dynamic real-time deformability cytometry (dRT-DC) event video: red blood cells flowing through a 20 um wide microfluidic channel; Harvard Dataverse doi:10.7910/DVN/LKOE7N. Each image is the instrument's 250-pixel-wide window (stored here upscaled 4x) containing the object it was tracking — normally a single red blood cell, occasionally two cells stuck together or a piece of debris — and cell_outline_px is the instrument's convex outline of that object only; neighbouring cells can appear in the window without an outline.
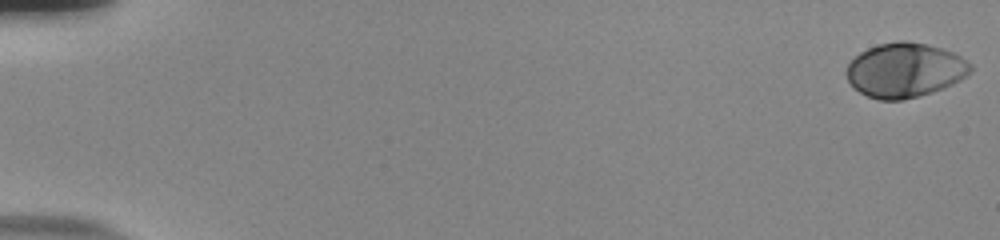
{"species": "human", "species_latin": "Homo sapiens", "temperature_condition": "room temperature", "stored_images_in_passage": 56, "camera_frame_rate_fps": 3000, "um_per_image_px": 0.085, "donor": {"sex": "male"}, "frame": {"image": 1, "passage_image": 1, "time_ms": 0.0, "image_size_px": [1000, 240], "cell_outline_px": [[972, 72], [960, 80], [944, 88], [904, 100], [880, 100], [868, 96], [860, 92], [848, 80], [844, 72], [848, 64], [860, 52], [868, 48], [880, 44], [896, 40], [908, 40], [928, 44], [952, 52], [960, 56], [972, 64]], "centroid_in_image_um": [76.92, 5.95], "position_along_channel_um": 8.1, "area_um2": 39.48}}
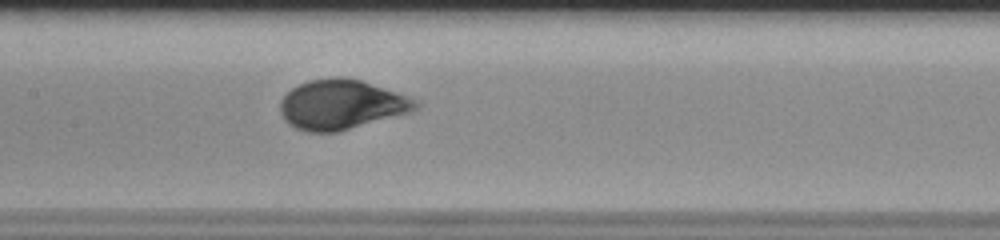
{"frame": {"image": 2, "passage_image": 29, "time_ms": 9.333, "image_size_px": [1000, 240], "cell_outline_px": [[420, 104], [412, 112], [340, 132], [304, 132], [288, 124], [284, 120], [280, 112], [280, 100], [292, 88], [308, 80], [332, 76], [336, 76], [360, 80], [420, 100]], "centroid_in_image_um": [29.02, 8.9], "position_along_channel_um": 178.4, "area_um2": 39.59}}
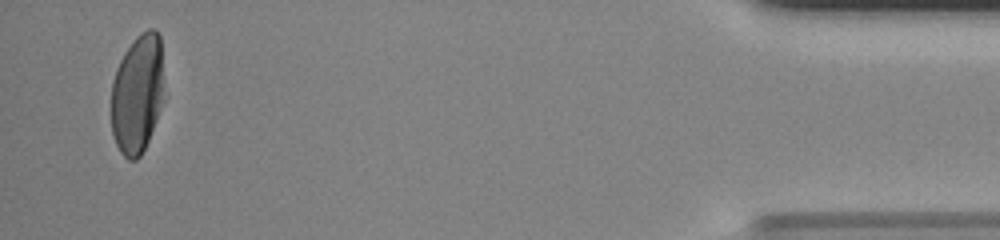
{"frame": {"image": 3, "passage_image": 54, "time_ms": 17.667, "image_size_px": [1000, 240], "cell_outline_px": [[160, 100], [156, 116], [148, 140], [140, 156], [136, 160], [128, 160], [120, 152], [116, 144], [112, 132], [112, 80], [116, 68], [124, 52], [132, 40], [140, 32], [148, 28], [156, 28], [160, 36]], "centroid_in_image_um": [11.6, 7.95], "position_along_channel_um": 423.6, "area_um2": 35.55}, "authors_computed_cell_mechanics": {"area_um2": 38.3214, "velocity_mm_per_s": 3.7848, "shape_relaxation_time_tau1_ms": 3.2942, "shape_relaxation_time_tau2_ms": null, "deformation_change_tau1": 0.193, "deformation_change_tau2": null}}